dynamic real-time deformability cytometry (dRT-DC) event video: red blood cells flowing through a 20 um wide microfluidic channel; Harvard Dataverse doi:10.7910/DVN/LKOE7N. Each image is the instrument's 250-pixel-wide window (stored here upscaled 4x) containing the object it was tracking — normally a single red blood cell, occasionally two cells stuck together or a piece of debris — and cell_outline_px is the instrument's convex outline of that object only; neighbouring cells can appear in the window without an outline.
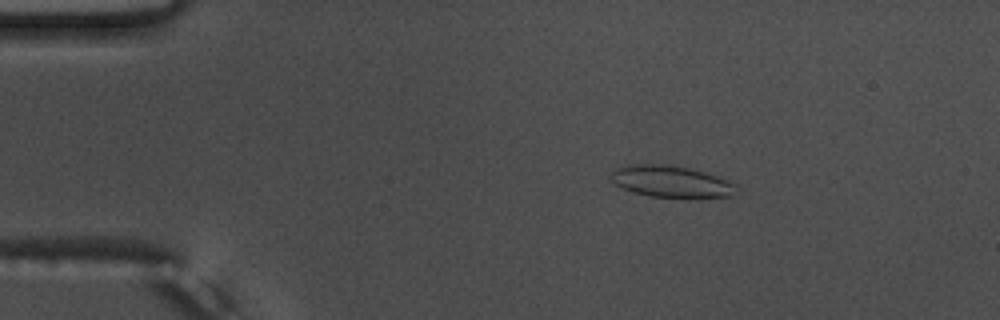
{"species": "common noctule bat (a hibernating species)", "species_latin": "Nyctalus noctula", "temperature_condition": "warm", "stored_images_in_passage": 55, "camera_frame_rate_fps": 3000, "um_per_image_px": 0.085, "animal": {"sex": "male", "body_mass_g": 17.5, "forearm_length_mm": 52.3}, "frame": {"image": 1, "passage_image": 10, "time_ms": 3.0, "image_size_px": [1000, 320], "cell_outline_px": [[736, 184], [732, 196], [692, 200], [648, 196], [632, 192], [616, 184], [608, 176], [616, 168], [628, 164], [664, 164], [688, 168], [704, 172], [728, 180]], "centroid_in_image_um": [57.05, 15.47], "position_along_channel_um": 27.9, "area_um2": 23.76}}
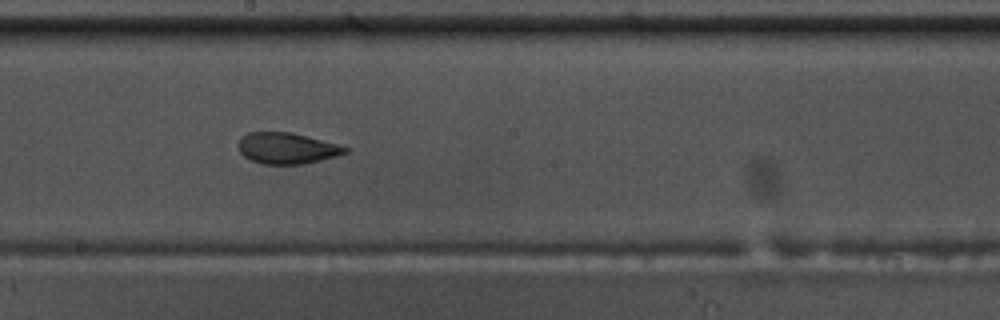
{"frame": {"image": 2, "passage_image": 31, "time_ms": 10.0, "image_size_px": [1000, 320], "cell_outline_px": [[348, 152], [336, 156], [304, 164], [264, 164], [252, 160], [244, 156], [240, 152], [240, 136], [248, 132], [292, 132], [336, 144], [348, 148]], "centroid_in_image_um": [24.38, 12.6], "position_along_channel_um": 223.8, "area_um2": 19.13}}
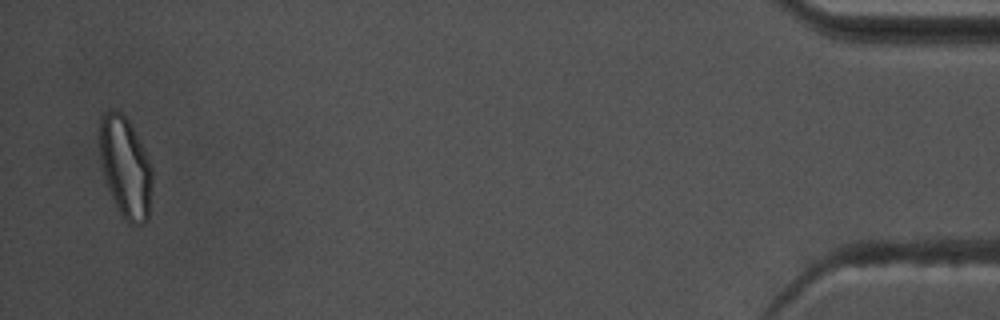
{"frame": {"image": 3, "passage_image": 54, "time_ms": 17.667, "image_size_px": [1000, 320], "cell_outline_px": [[152, 184], [148, 220], [144, 224], [128, 224], [124, 220], [108, 188], [104, 176], [100, 156], [100, 116], [104, 112], [112, 108], [116, 108], [128, 120], [152, 168]], "centroid_in_image_um": [10.65, 14.23], "position_along_channel_um": 424.5, "area_um2": 30.58}, "authors_computed_cell_mechanics": {"area_um2": 22.3686, "velocity_mm_per_s": 3.7282, "shape_relaxation_time_tau1_ms": 11.0078, "shape_relaxation_time_tau2_ms": 1.3848, "deformation_change_tau1": 0.2239, "deformation_change_tau2": 0.0638}}